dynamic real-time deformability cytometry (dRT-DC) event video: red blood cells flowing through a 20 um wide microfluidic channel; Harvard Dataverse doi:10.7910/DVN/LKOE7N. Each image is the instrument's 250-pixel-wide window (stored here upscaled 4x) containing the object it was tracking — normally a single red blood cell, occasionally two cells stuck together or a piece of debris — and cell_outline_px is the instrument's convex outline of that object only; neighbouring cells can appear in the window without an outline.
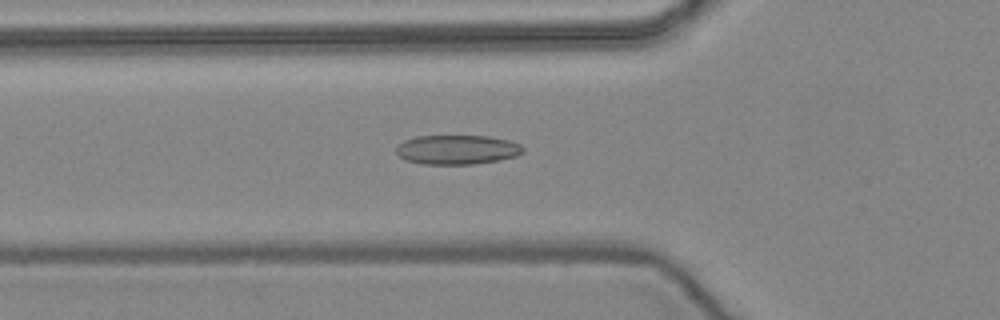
{"species": "common noctule bat (a hibernating species)", "species_latin": "Nyctalus noctula", "temperature_condition": "warm", "stored_images_in_passage": 51, "camera_frame_rate_fps": 3000, "um_per_image_px": 0.085, "animal": {"sex": "female", "body_mass_g": 24.6, "forearm_length_mm": 56.2}, "frame": {"image": 1, "passage_image": 18, "time_ms": 5.667, "image_size_px": [1000, 320], "cell_outline_px": [[524, 152], [516, 156], [500, 160], [472, 164], [424, 164], [404, 160], [396, 152], [396, 148], [404, 140], [416, 136], [488, 136], [508, 140], [520, 144], [524, 148]], "centroid_in_image_um": [38.86, 12.72], "position_along_channel_um": 86.9, "area_um2": 21.73}}
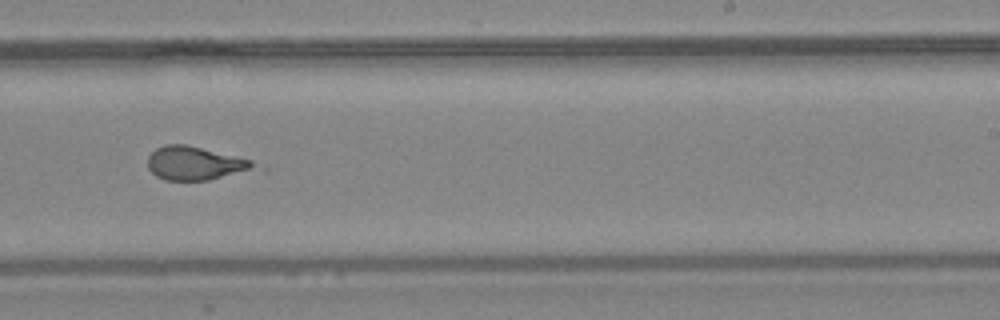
{"frame": {"image": 2, "passage_image": 32, "time_ms": 10.333, "image_size_px": [1000, 320], "cell_outline_px": [[268, 172], [208, 180], [164, 180], [156, 176], [148, 168], [148, 156], [156, 148], [164, 144], [184, 144], [240, 156], [252, 160], [268, 168]], "centroid_in_image_um": [16.9, 13.92], "position_along_channel_um": 272.1, "area_um2": 22.37}}
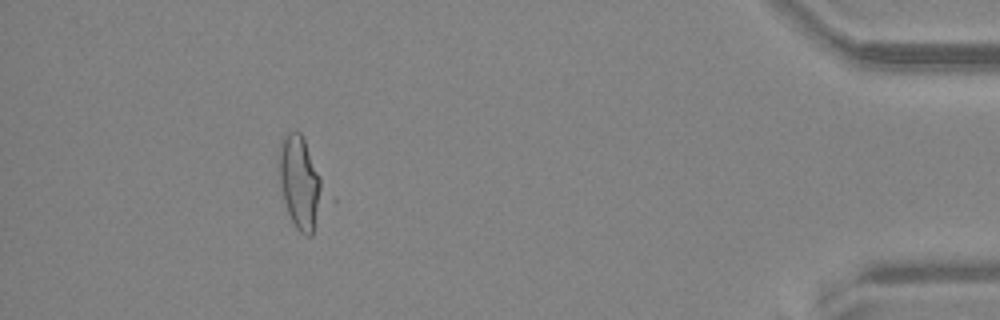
{"frame": {"image": 3, "passage_image": 47, "time_ms": 15.333, "image_size_px": [1000, 320], "cell_outline_px": [[336, 200], [312, 236], [308, 236], [300, 232], [296, 228], [288, 212], [284, 200], [280, 184], [280, 140], [284, 132], [300, 132]], "centroid_in_image_um": [25.76, 15.69], "position_along_channel_um": 409.4, "area_um2": 26.65}}